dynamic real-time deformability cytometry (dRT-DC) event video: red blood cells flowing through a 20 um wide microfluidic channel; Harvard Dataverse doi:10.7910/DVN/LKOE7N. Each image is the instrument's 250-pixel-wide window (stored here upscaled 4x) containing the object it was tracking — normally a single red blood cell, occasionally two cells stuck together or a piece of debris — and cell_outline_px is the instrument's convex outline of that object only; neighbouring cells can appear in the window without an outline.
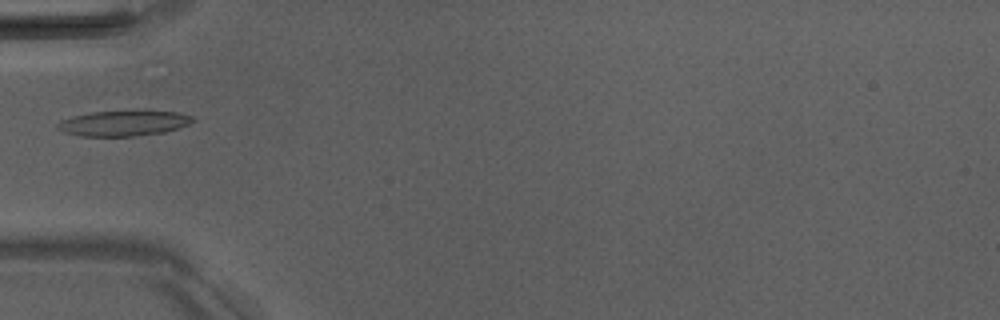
{"species": "Egyptian fruit bat (a non-hibernating species)", "species_latin": "Rousettus aegyptiacus", "temperature_condition": "room temperature", "stored_images_in_passage": 7, "camera_frame_rate_fps": 3000, "um_per_image_px": 0.085, "animal": {"sex": "male"}, "frame": {"image": 1, "passage_image": 6, "time_ms": 5.667, "image_size_px": [1000, 320], "cell_outline_px": [[192, 120], [188, 124], [164, 132], [132, 136], [80, 136], [64, 132], [56, 128], [56, 124], [60, 120], [72, 116], [92, 112], [176, 112], [192, 116]], "centroid_in_image_um": [10.4, 10.49], "position_along_channel_um": 74.6, "area_um2": 19.42}}